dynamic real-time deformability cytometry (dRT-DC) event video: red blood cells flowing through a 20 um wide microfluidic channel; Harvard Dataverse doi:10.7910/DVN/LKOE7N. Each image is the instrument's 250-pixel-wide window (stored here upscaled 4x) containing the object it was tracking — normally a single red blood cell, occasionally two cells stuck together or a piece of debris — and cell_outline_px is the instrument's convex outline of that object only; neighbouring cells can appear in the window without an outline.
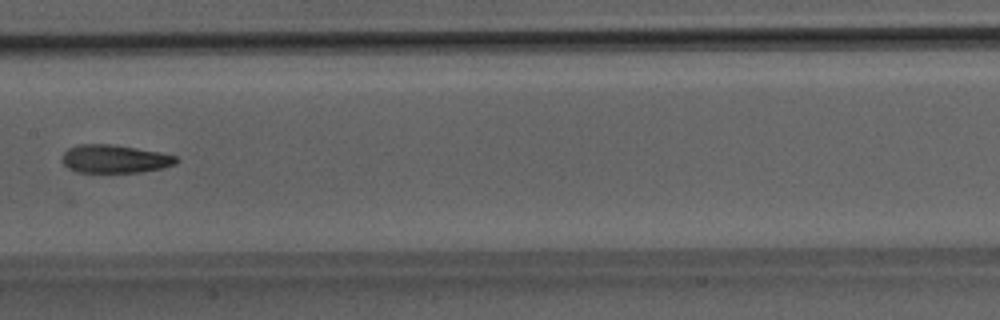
{"species": "Egyptian fruit bat (a non-hibernating species)", "species_latin": "Rousettus aegyptiacus", "temperature_condition": "room temperature", "stored_images_in_passage": 10, "camera_frame_rate_fps": 3000, "um_per_image_px": 0.085, "animal": {"sex": "male"}, "frame": {"image": 1, "passage_image": 8, "time_ms": 8.0, "image_size_px": [1000, 320], "cell_outline_px": [[180, 160], [176, 164], [164, 168], [140, 172], [76, 172], [68, 168], [60, 160], [64, 152], [68, 148], [80, 144], [112, 144], [160, 152], [176, 156]], "centroid_in_image_um": [9.76, 13.51], "position_along_channel_um": 197.6, "area_um2": 18.9}}